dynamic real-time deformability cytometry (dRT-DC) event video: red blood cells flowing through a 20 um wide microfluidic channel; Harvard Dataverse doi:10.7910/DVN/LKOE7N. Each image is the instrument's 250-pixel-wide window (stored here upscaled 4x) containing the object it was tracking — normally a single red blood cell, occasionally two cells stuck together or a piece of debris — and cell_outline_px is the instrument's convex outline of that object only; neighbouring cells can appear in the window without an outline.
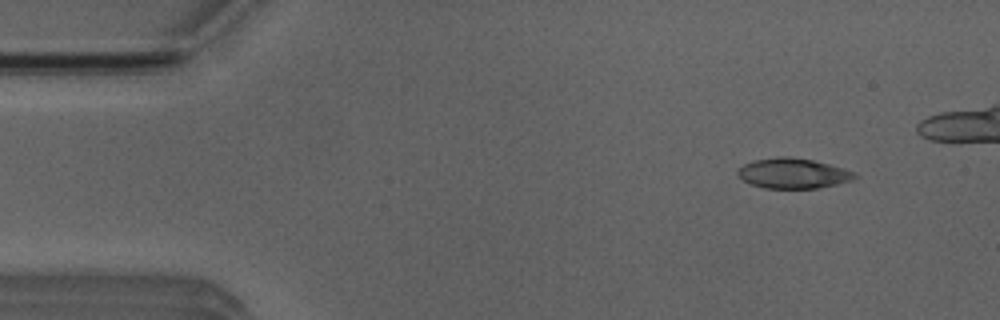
{"species": "Egyptian fruit bat (a non-hibernating species)", "species_latin": "Rousettus aegyptiacus", "temperature_condition": "room temperature", "stored_images_in_passage": 5, "camera_frame_rate_fps": 3000, "um_per_image_px": 0.085, "animal": {"sex": "male"}, "frame": {"image": 1, "passage_image": 1, "time_ms": 0.0, "image_size_px": [1000, 320], "cell_outline_px": [[860, 176], [852, 180], [836, 184], [816, 188], [764, 188], [752, 184], [744, 180], [736, 172], [744, 164], [752, 160], [812, 160], [828, 164], [856, 172]], "centroid_in_image_um": [67.47, 14.79], "position_along_channel_um": 17.5, "area_um2": 19.48}}